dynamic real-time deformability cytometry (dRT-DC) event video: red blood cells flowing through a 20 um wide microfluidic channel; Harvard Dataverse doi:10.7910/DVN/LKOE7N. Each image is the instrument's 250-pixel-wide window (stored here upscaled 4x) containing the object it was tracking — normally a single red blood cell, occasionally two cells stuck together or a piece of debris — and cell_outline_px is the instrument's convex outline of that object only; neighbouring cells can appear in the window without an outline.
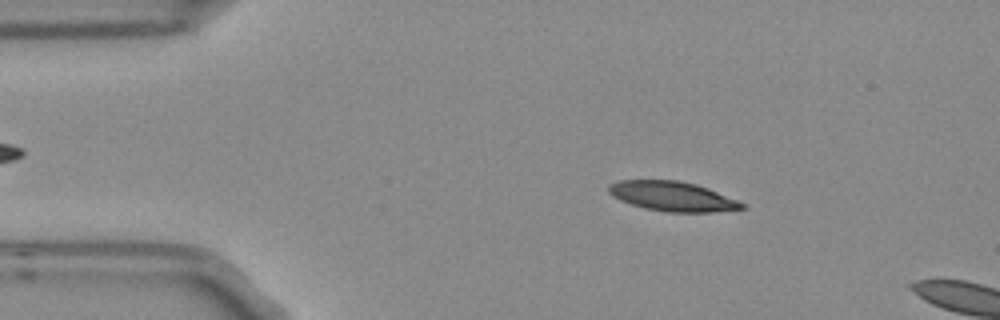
{"species": "Egyptian fruit bat (a non-hibernating species)", "species_latin": "Rousettus aegyptiacus", "temperature_condition": "room temperature", "stored_images_in_passage": 3, "camera_frame_rate_fps": 3000, "um_per_image_px": 0.085, "frame": {"image": 1, "passage_image": 2, "time_ms": 0.333, "image_size_px": [1000, 320], "cell_outline_px": [[748, 208], [712, 212], [668, 212], [644, 208], [620, 200], [612, 196], [608, 192], [608, 184], [620, 180], [680, 180], [696, 184], [708, 188], [736, 200], [744, 204]], "centroid_in_image_um": [57.14, 16.68], "position_along_channel_um": 27.9, "area_um2": 23.0}}